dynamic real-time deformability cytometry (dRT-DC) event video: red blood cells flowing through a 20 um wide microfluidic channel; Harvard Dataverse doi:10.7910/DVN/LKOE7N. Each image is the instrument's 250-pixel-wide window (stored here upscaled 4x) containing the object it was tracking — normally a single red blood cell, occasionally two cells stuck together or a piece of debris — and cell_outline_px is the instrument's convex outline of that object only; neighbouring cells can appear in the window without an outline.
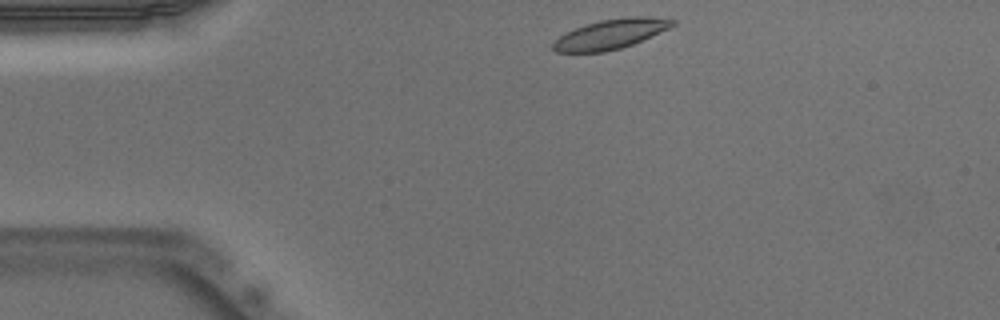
{"species": "Egyptian fruit bat (a non-hibernating species)", "species_latin": "Rousettus aegyptiacus", "temperature_condition": "warm", "stored_images_in_passage": 42, "camera_frame_rate_fps": 3000, "um_per_image_px": 0.085, "animal": {"sex": "male"}, "frame": {"image": 1, "passage_image": 1, "time_ms": 0.0, "image_size_px": [1000, 320], "cell_outline_px": [[676, 24], [668, 28], [632, 44], [620, 48], [604, 52], [556, 52], [552, 48], [552, 44], [560, 36], [584, 24], [600, 20], [628, 16], [648, 16], [676, 20]], "centroid_in_image_um": [51.9, 2.88], "position_along_channel_um": 33.1, "area_um2": 20.46}}
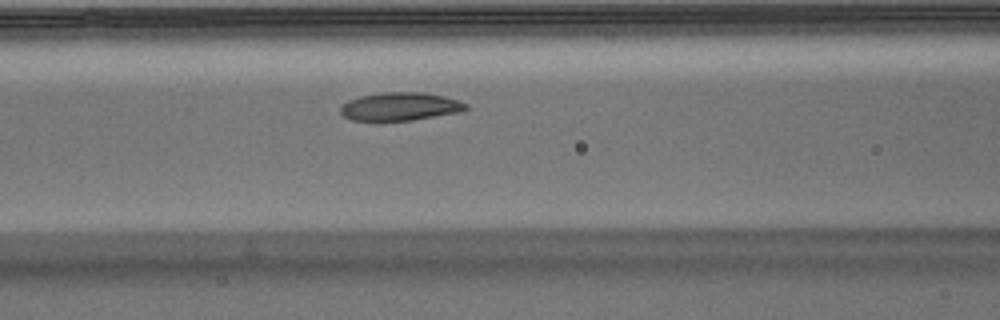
{"frame": {"image": 2, "passage_image": 12, "time_ms": 3.667, "image_size_px": [1000, 320], "cell_outline_px": [[468, 108], [460, 112], [412, 120], [352, 120], [344, 116], [340, 112], [340, 108], [348, 100], [360, 96], [384, 92], [424, 92], [444, 96], [468, 104]], "centroid_in_image_um": [34.02, 9.04], "position_along_channel_um": 132.6, "area_um2": 20.4}}
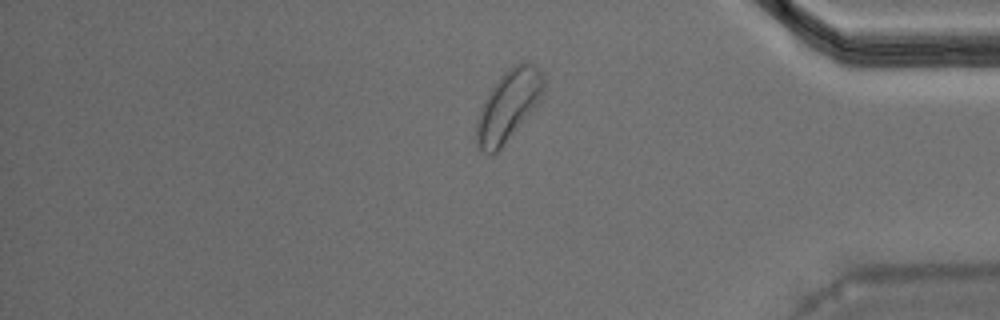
{"frame": {"image": 3, "passage_image": 34, "time_ms": 11.0, "image_size_px": [1000, 320], "cell_outline_px": [[548, 84], [540, 100], [500, 148], [496, 152], [484, 152], [480, 148], [476, 140], [476, 124], [480, 108], [492, 88], [500, 76], [508, 68], [520, 60], [524, 60], [536, 64], [544, 72]], "centroid_in_image_um": [43.28, 8.85], "position_along_channel_um": 391.9, "area_um2": 27.57}, "authors_computed_cell_mechanics": {"area_um2": 21.097, "velocity_mm_per_s": 3.8744, "shape_relaxation_time_tau1_ms": 3.3832, "shape_relaxation_time_tau2_ms": 9.0534, "deformation_change_tau1": 0.0981, "deformation_change_tau2": 0.1355}}